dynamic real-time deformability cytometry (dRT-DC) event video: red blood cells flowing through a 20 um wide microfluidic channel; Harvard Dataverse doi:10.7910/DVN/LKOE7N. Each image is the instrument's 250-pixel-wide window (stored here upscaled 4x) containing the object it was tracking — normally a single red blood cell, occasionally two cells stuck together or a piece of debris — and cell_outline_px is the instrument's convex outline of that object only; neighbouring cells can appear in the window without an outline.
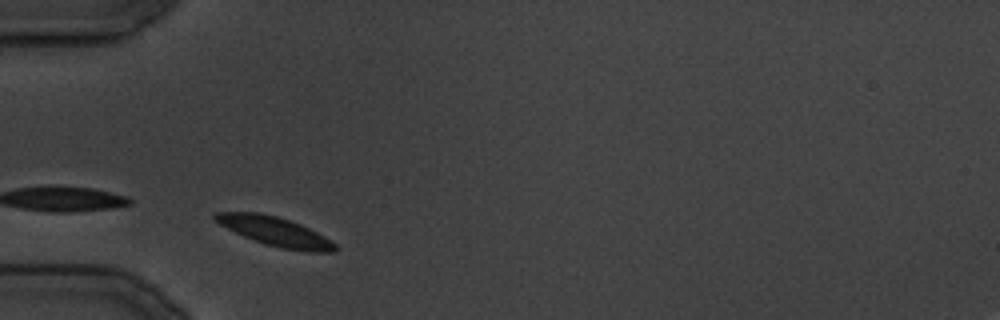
{"species": "common noctule bat (a hibernating species)", "species_latin": "Nyctalus noctula", "temperature_condition": "cold", "stored_images_in_passage": 18, "camera_frame_rate_fps": 3000, "um_per_image_px": 0.085, "animal": {"sex": "male", "body_mass_g": 19.5, "forearm_length_mm": 54.6}, "frame": {"image": 1, "passage_image": 1, "time_ms": 0.0, "image_size_px": [1000, 320], "cell_outline_px": [[340, 248], [336, 252], [308, 252], [280, 248], [244, 236], [220, 224], [212, 216], [212, 212], [260, 212], [276, 216], [300, 224], [332, 240]], "centroid_in_image_um": [23.44, 19.68], "position_along_channel_um": 61.6, "area_um2": 20.17}}
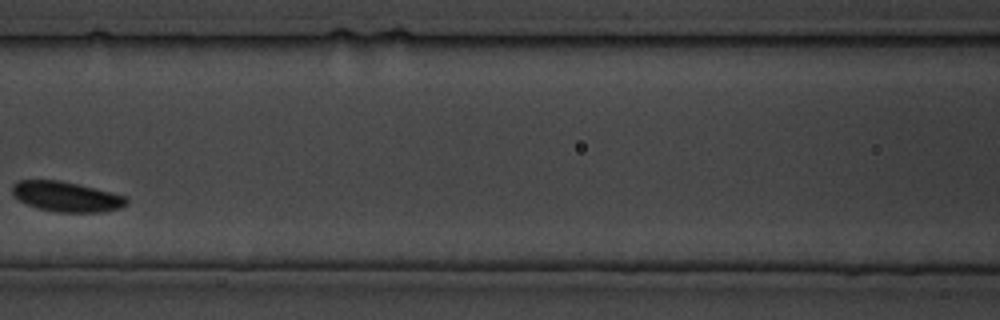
{"frame": {"image": 2, "passage_image": 6, "time_ms": 7.0, "image_size_px": [1000, 320], "cell_outline_px": [[128, 204], [120, 208], [104, 212], [60, 212], [40, 208], [28, 204], [20, 200], [12, 192], [12, 184], [16, 180], [60, 180], [124, 196], [128, 200]], "centroid_in_image_um": [5.63, 16.71], "position_along_channel_um": 161.0, "area_um2": 19.65}}
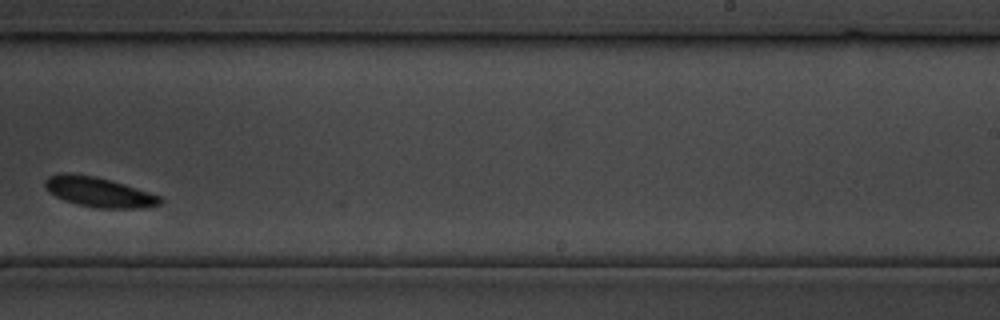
{"frame": {"image": 3, "passage_image": 13, "time_ms": 15.0, "image_size_px": [1000, 320], "cell_outline_px": [[164, 200], [160, 204], [136, 208], [96, 208], [76, 204], [64, 200], [48, 192], [44, 184], [44, 180], [48, 176], [60, 172], [72, 172], [96, 176], [124, 184], [160, 196]], "centroid_in_image_um": [8.33, 16.3], "position_along_channel_um": 280.7, "area_um2": 20.17}}